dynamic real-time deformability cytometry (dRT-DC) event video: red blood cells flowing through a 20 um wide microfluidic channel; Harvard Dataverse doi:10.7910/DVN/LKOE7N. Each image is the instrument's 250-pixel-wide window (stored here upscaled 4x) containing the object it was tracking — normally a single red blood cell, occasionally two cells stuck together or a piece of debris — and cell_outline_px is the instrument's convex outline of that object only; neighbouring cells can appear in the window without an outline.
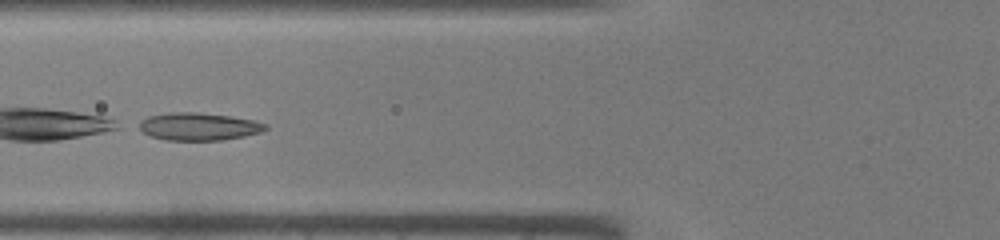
{"species": "common noctule bat (a hibernating species)", "species_latin": "Nyctalus noctula", "temperature_condition": "warm", "stored_images_in_passage": 15, "camera_frame_rate_fps": 3000, "um_per_image_px": 0.085, "animal": {"sex": "male", "body_mass_g": 19.0, "forearm_length_mm": 50.8}, "frame": {"image": 1, "passage_image": 15, "time_ms": 4.667, "image_size_px": [1000, 240], "cell_outline_px": [[268, 128], [260, 132], [244, 136], [224, 140], [168, 140], [152, 136], [136, 128], [140, 120], [148, 116], [168, 112], [196, 112], [232, 116], [256, 120], [268, 124]], "centroid_in_image_um": [16.89, 10.74], "position_along_channel_um": 108.9, "area_um2": 20.58}}